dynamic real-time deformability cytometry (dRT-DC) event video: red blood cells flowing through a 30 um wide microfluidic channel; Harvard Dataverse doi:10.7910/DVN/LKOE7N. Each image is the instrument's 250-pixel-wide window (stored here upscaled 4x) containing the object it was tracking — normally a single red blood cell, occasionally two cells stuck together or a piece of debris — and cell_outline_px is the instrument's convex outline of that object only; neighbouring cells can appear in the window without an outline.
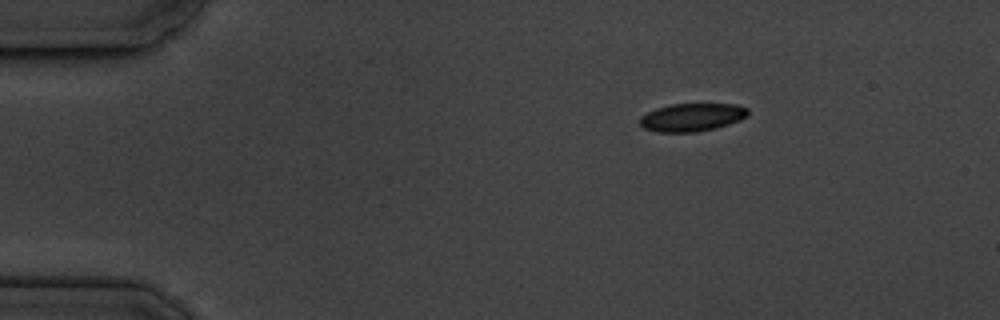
{"species": "common noctule bat (a hibernating species)", "species_latin": "Nyctalus noctula", "temperature_condition": "cold", "stored_images_in_passage": 3, "camera_frame_rate_fps": 3000, "um_per_image_px": 0.085, "animal": {"sex": "male", "body_mass_g": 19.5, "forearm_length_mm": 54.6}, "frame": {"image": 1, "passage_image": 1, "time_ms": 0.0, "image_size_px": [1000, 320], "cell_outline_px": [[748, 116], [740, 120], [716, 128], [696, 132], [656, 132], [644, 128], [640, 124], [640, 116], [656, 108], [672, 104], [736, 104], [748, 108]], "centroid_in_image_um": [58.82, 9.97], "position_along_channel_um": 26.2, "area_um2": 17.69}}